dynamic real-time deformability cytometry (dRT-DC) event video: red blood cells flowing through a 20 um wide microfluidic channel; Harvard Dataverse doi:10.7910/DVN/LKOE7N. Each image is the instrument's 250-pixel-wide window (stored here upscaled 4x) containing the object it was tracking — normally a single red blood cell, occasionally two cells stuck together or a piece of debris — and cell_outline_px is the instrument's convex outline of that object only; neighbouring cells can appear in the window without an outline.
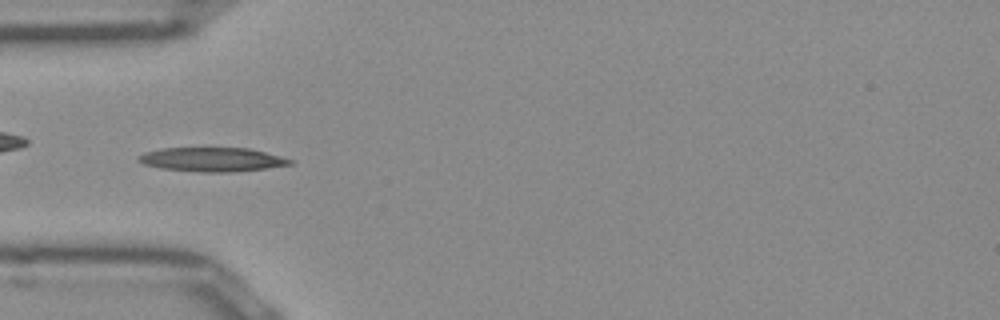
{"species": "Egyptian fruit bat (a non-hibernating species)", "species_latin": "Rousettus aegyptiacus", "temperature_condition": "room temperature", "stored_images_in_passage": 33, "camera_frame_rate_fps": 3000, "um_per_image_px": 0.085, "frame": {"image": 1, "passage_image": 6, "time_ms": 1.667, "image_size_px": [1000, 320], "cell_outline_px": [[292, 164], [264, 168], [232, 172], [204, 172], [160, 168], [144, 164], [136, 160], [136, 156], [144, 152], [160, 148], [248, 148], [280, 156], [292, 160]], "centroid_in_image_um": [17.95, 13.55], "position_along_channel_um": 67.0, "area_um2": 21.1}}
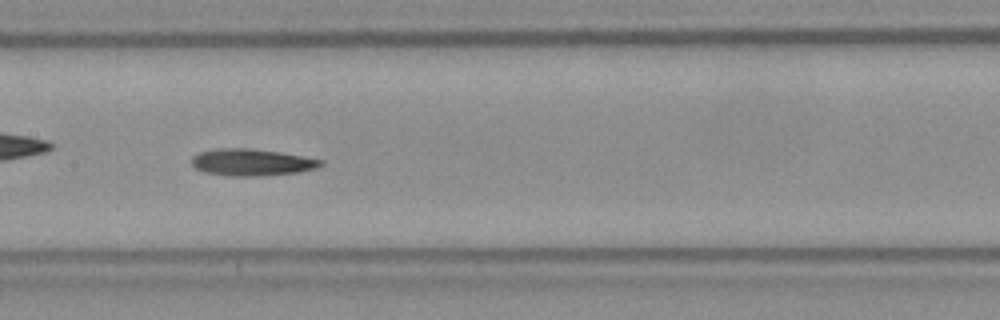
{"frame": {"image": 2, "passage_image": 15, "time_ms": 4.667, "image_size_px": [1000, 320], "cell_outline_px": [[324, 164], [316, 168], [296, 172], [264, 176], [228, 176], [204, 172], [196, 168], [192, 164], [192, 156], [200, 152], [216, 148], [252, 148], [280, 152], [324, 160]], "centroid_in_image_um": [21.39, 13.79], "position_along_channel_um": 186.0, "area_um2": 20.29}}
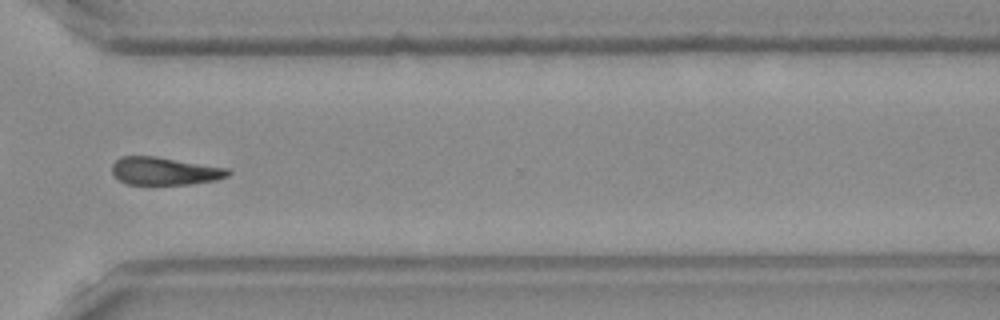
{"frame": {"image": 3, "passage_image": 28, "time_ms": 9.0, "image_size_px": [1000, 320], "cell_outline_px": [[232, 172], [228, 176], [216, 180], [188, 184], [128, 184], [120, 180], [112, 172], [112, 164], [120, 156], [156, 156], [228, 168]], "centroid_in_image_um": [14.01, 14.53], "position_along_channel_um": 356.6, "area_um2": 18.73}, "authors_computed_cell_mechanics": {"area_um2": 19.4208, "velocity_mm_per_s": 3.9562, "shape_relaxation_time_tau1_ms": 8.4646, "shape_relaxation_time_tau2_ms": null, "deformation_change_tau1": 0.1934, "deformation_change_tau2": null}}